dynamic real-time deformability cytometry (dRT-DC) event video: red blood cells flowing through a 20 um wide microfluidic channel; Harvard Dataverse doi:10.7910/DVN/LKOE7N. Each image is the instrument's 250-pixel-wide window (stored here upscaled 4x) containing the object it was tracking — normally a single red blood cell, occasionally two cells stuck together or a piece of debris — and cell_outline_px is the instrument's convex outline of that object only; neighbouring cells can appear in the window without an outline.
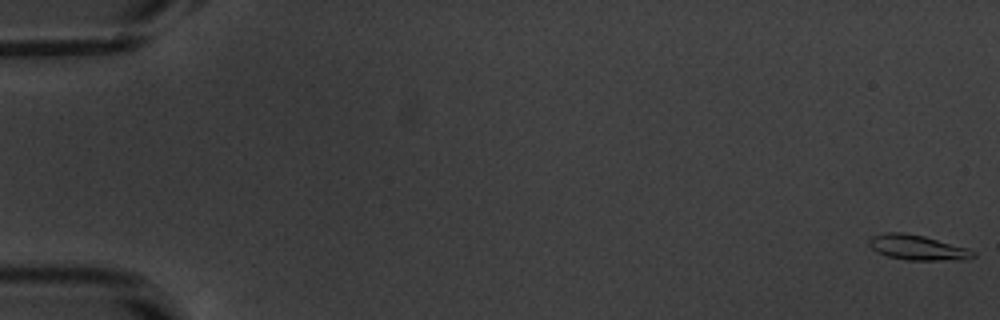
{"species": "common noctule bat (a hibernating species)", "species_latin": "Nyctalus noctula", "temperature_condition": "warm", "stored_images_in_passage": 54, "camera_frame_rate_fps": 3000, "um_per_image_px": 0.085, "animal": {"sex": "male", "body_mass_g": 20.1, "forearm_length_mm": 53.5}, "frame": {"image": 1, "passage_image": 1, "time_ms": 0.0, "image_size_px": [1000, 320], "cell_outline_px": [[976, 256], [968, 260], [908, 260], [888, 256], [876, 252], [868, 244], [868, 240], [872, 236], [884, 232], [904, 232], [924, 236], [968, 248], [976, 252]], "centroid_in_image_um": [78.01, 21.04], "position_along_channel_um": 7.0, "area_um2": 15.37}}
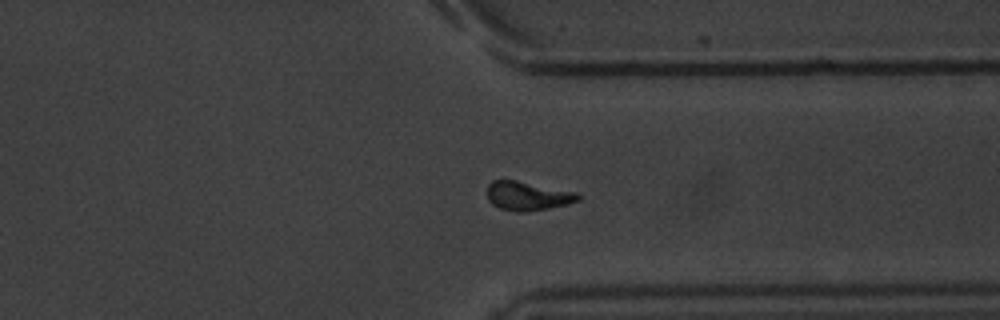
{"frame": {"image": 2, "passage_image": 42, "time_ms": 13.667, "image_size_px": [1000, 320], "cell_outline_px": [[580, 200], [568, 204], [548, 208], [524, 212], [516, 212], [500, 208], [492, 204], [488, 200], [488, 184], [492, 180], [516, 180], [580, 192]], "centroid_in_image_um": [44.89, 16.65], "position_along_channel_um": 366.5, "area_um2": 15.49}}
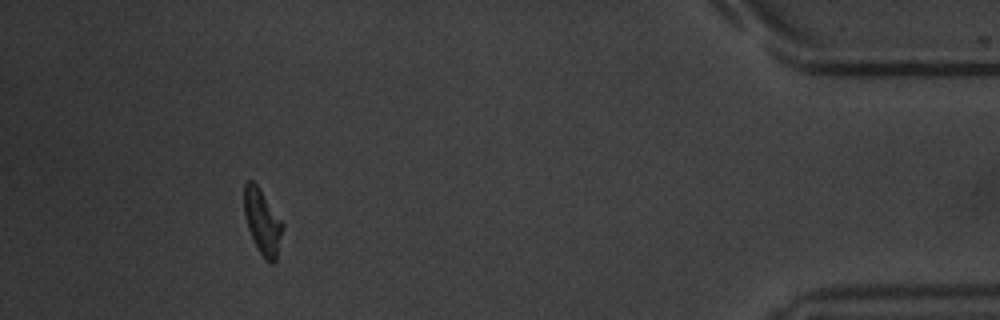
{"frame": {"image": 3, "passage_image": 50, "time_ms": 16.333, "image_size_px": [1000, 320], "cell_outline_px": [[284, 228], [276, 260], [272, 264], [268, 264], [264, 260], [248, 228], [244, 212], [244, 184], [248, 180], [252, 180], [256, 184], [284, 224]], "centroid_in_image_um": [22.32, 18.89], "position_along_channel_um": 412.9, "area_um2": 14.45}, "authors_computed_cell_mechanics": {"area_um2": 14.8546, "velocity_mm_per_s": 3.831, "shape_relaxation_time_tau1_ms": 3.4305, "shape_relaxation_time_tau2_ms": 9.3675, "deformation_change_tau1": 0.1588, "deformation_change_tau2": 0.1949}}